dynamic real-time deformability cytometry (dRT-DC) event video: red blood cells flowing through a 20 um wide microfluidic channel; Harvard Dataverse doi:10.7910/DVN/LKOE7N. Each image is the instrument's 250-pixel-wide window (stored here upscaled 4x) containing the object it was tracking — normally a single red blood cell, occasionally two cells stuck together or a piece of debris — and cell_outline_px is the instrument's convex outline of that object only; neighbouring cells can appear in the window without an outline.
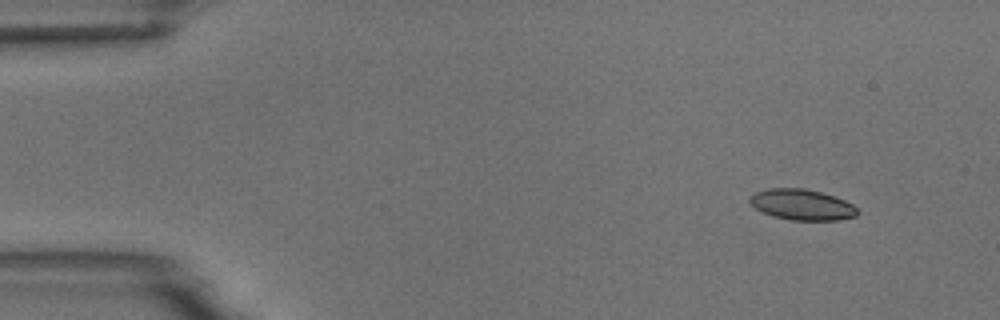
{"species": "common noctule bat (a hibernating species)", "species_latin": "Nyctalus noctula", "temperature_condition": "room temperature", "stored_images_in_passage": 5, "camera_frame_rate_fps": 3000, "um_per_image_px": 0.085, "animal": {"sex": "male", "body_mass_g": 18.8}, "frame": {"image": 1, "passage_image": 2, "time_ms": 1.0, "image_size_px": [1000, 320], "cell_outline_px": [[860, 212], [856, 216], [836, 220], [792, 220], [772, 216], [756, 208], [748, 200], [748, 196], [756, 192], [768, 188], [804, 188], [820, 192], [844, 200], [852, 204]], "centroid_in_image_um": [68.15, 17.39], "position_along_channel_um": 16.9, "area_um2": 19.19}}
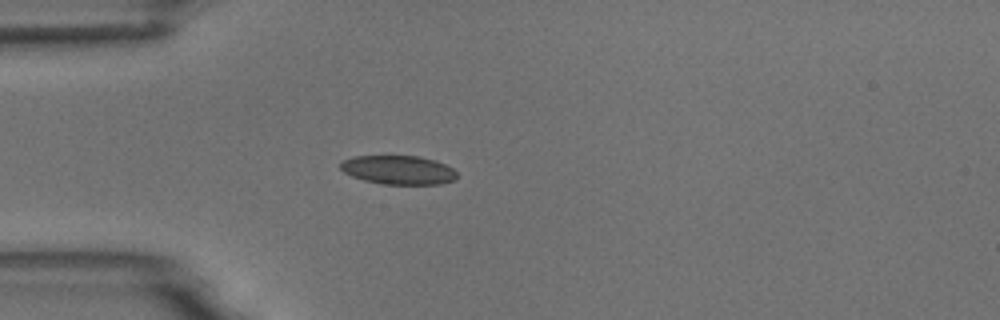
{"frame": {"image": 2, "passage_image": 5, "time_ms": 4.333, "image_size_px": [1000, 320], "cell_outline_px": [[456, 180], [440, 184], [380, 184], [364, 180], [352, 176], [344, 172], [340, 168], [340, 164], [344, 160], [352, 156], [420, 156], [436, 160], [452, 168], [456, 172]], "centroid_in_image_um": [33.87, 14.44], "position_along_channel_um": 51.1, "area_um2": 19.65}}